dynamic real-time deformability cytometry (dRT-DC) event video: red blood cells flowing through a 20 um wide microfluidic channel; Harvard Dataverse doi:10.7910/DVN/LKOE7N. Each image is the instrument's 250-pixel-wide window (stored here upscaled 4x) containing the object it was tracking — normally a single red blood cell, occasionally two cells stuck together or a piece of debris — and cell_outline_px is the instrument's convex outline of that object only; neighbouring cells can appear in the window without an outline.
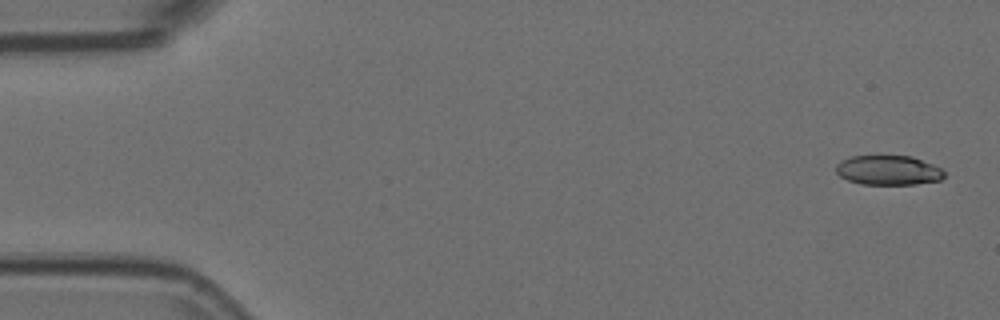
{"species": "Egyptian fruit bat (a non-hibernating species)", "species_latin": "Rousettus aegyptiacus", "temperature_condition": "room temperature", "stored_images_in_passage": 5, "segment_of_instrument_passage": [1, 2], "camera_frame_rate_fps": 3000, "um_per_image_px": 0.085, "animal": {"sex": "female"}, "frame": {"image": 1, "passage_image": 1, "time_ms": 0.0, "image_size_px": [1000, 320], "cell_outline_px": [[944, 176], [940, 180], [916, 184], [860, 184], [848, 180], [840, 176], [836, 172], [836, 164], [840, 160], [852, 156], [912, 156], [932, 164], [940, 168], [944, 172]], "centroid_in_image_um": [75.48, 14.47], "position_along_channel_um": 9.5, "area_um2": 18.61}}
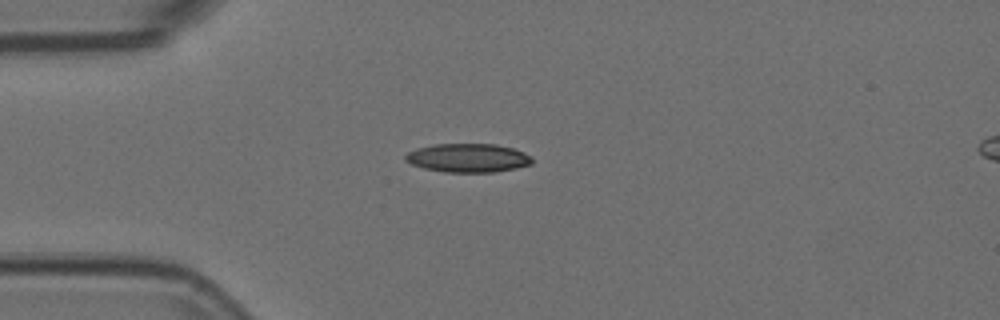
{"frame": {"image": 2, "passage_image": 4, "time_ms": 1.0, "image_size_px": [1000, 320], "cell_outline_px": [[532, 164], [516, 168], [492, 172], [444, 172], [424, 168], [412, 164], [404, 160], [404, 156], [408, 152], [416, 148], [432, 144], [496, 144], [512, 148], [532, 156]], "centroid_in_image_um": [39.75, 13.42], "position_along_channel_um": 45.2, "area_um2": 21.21}}